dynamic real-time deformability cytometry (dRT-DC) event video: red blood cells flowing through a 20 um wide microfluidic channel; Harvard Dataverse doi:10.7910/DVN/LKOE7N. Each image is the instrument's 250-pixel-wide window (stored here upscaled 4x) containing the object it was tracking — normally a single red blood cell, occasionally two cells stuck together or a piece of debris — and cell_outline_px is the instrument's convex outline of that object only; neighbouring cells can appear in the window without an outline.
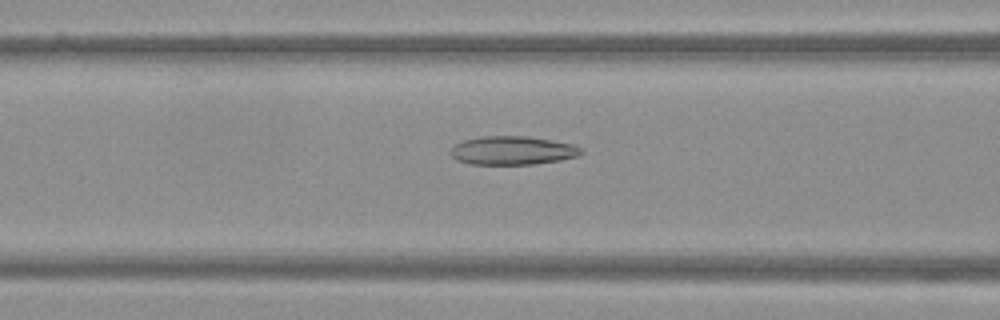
{"species": "Egyptian fruit bat (a non-hibernating species)", "species_latin": "Rousettus aegyptiacus", "temperature_condition": "warm", "stored_images_in_passage": 47, "camera_frame_rate_fps": 3000, "um_per_image_px": 0.085, "frame": {"image": 1, "passage_image": 18, "time_ms": 5.667, "image_size_px": [1000, 320], "cell_outline_px": [[584, 152], [576, 156], [560, 160], [532, 164], [468, 164], [456, 160], [448, 152], [452, 144], [464, 140], [480, 136], [524, 136], [572, 144], [584, 148]], "centroid_in_image_um": [43.5, 12.79], "position_along_channel_um": 123.1, "area_um2": 21.85}}
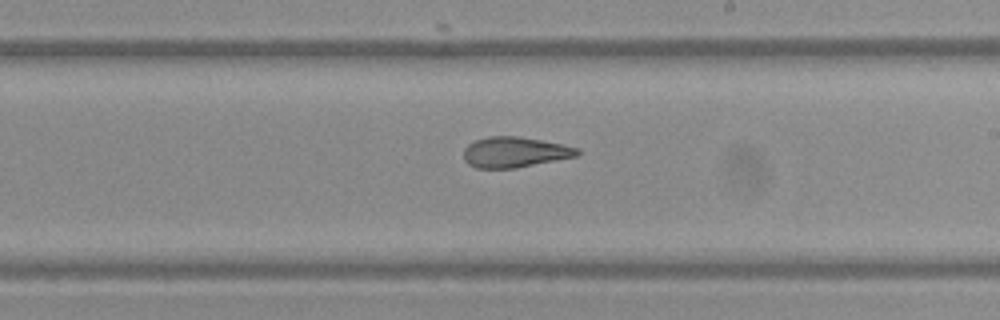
{"frame": {"image": 2, "passage_image": 27, "time_ms": 8.667, "image_size_px": [1000, 320], "cell_outline_px": [[580, 152], [576, 156], [516, 168], [476, 168], [468, 164], [464, 160], [464, 148], [468, 144], [476, 140], [488, 136], [516, 136], [564, 144], [580, 148]], "centroid_in_image_um": [43.74, 12.93], "position_along_channel_um": 245.3, "area_um2": 20.17}}
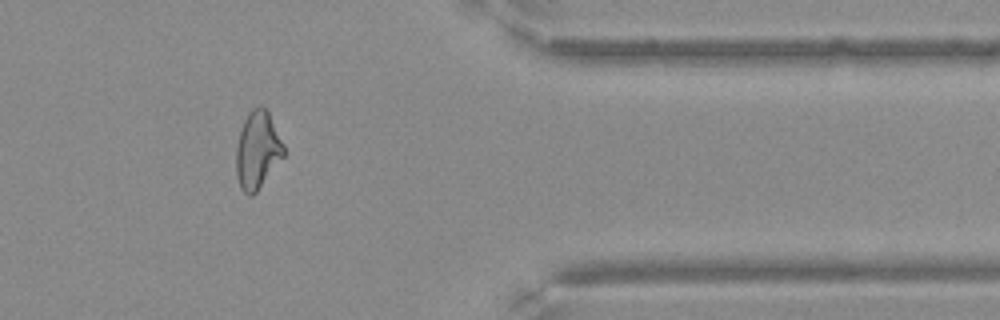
{"frame": {"image": 3, "passage_image": 39, "time_ms": 12.667, "image_size_px": [1000, 320], "cell_outline_px": [[284, 156], [256, 192], [252, 196], [248, 196], [240, 188], [236, 176], [236, 148], [240, 128], [248, 112], [252, 108], [260, 104], [268, 112], [284, 144]], "centroid_in_image_um": [21.87, 12.76], "position_along_channel_um": 389.5, "area_um2": 21.56}}